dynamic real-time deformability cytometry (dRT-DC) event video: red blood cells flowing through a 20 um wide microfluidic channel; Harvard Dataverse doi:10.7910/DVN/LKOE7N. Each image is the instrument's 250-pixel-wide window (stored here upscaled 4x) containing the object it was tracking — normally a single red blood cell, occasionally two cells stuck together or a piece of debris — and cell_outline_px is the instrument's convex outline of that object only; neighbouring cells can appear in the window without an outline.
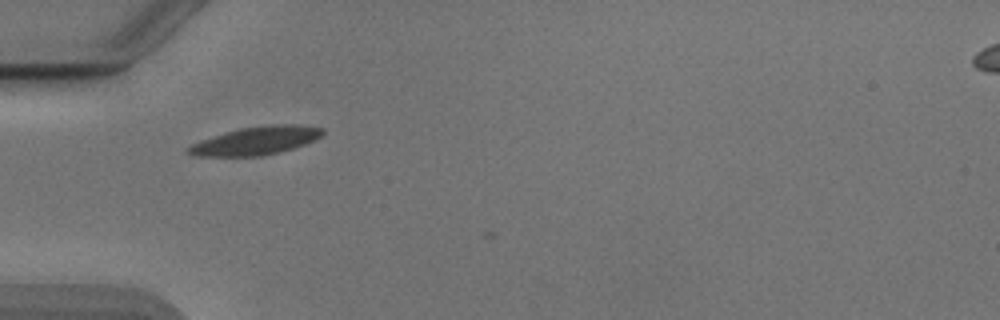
{"species": "Egyptian fruit bat (a non-hibernating species)", "species_latin": "Rousettus aegyptiacus", "temperature_condition": "cold", "stored_images_in_passage": 3, "camera_frame_rate_fps": 3000, "um_per_image_px": 0.085, "animal": {"sex": "male"}, "frame": {"image": 1, "passage_image": 2, "time_ms": 0.333, "image_size_px": [1000, 320], "cell_outline_px": [[324, 132], [320, 136], [304, 144], [292, 148], [260, 156], [192, 156], [188, 152], [188, 148], [192, 144], [200, 140], [224, 132], [240, 128], [272, 124], [296, 124], [324, 128]], "centroid_in_image_um": [21.73, 11.95], "position_along_channel_um": 63.3, "area_um2": 21.79}}